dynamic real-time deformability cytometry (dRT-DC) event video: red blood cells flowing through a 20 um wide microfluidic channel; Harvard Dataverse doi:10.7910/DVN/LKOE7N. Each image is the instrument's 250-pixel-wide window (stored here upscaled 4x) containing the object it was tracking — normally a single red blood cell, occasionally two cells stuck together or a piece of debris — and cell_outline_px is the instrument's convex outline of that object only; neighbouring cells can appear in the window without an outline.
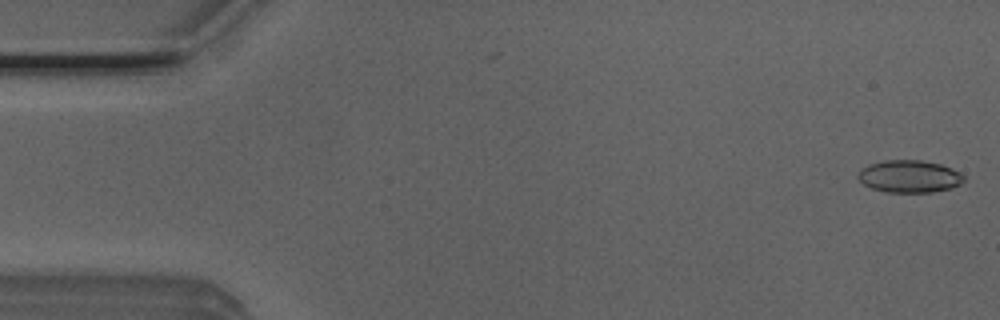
{"species": "Egyptian fruit bat (a non-hibernating species)", "species_latin": "Rousettus aegyptiacus", "temperature_condition": "room temperature", "stored_images_in_passage": 5, "camera_frame_rate_fps": 3000, "um_per_image_px": 0.085, "animal": {"sex": "male"}, "frame": {"image": 1, "passage_image": 1, "time_ms": 0.0, "image_size_px": [1000, 320], "cell_outline_px": [[964, 180], [960, 184], [952, 188], [932, 192], [888, 192], [872, 188], [864, 184], [856, 176], [868, 164], [884, 160], [920, 160], [940, 164], [952, 168], [960, 172], [964, 176]], "centroid_in_image_um": [77.32, 14.99], "position_along_channel_um": 7.7, "area_um2": 19.88}}